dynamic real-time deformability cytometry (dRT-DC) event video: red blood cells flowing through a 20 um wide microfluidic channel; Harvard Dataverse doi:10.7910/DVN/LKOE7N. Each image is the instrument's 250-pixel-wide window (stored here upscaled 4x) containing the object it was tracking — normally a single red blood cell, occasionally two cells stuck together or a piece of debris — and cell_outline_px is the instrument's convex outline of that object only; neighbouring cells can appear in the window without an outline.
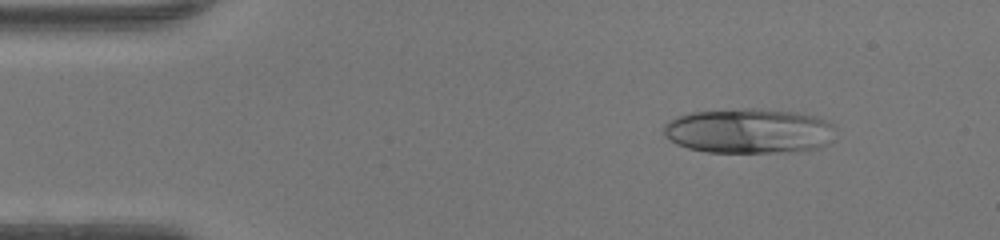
{"species": "human", "species_latin": "Homo sapiens", "temperature_condition": "warm", "stored_images_in_passage": 47, "camera_frame_rate_fps": 3000, "um_per_image_px": 0.085, "donor": {"sex": "female"}, "frame": {"image": 1, "passage_image": 6, "time_ms": 1.667, "image_size_px": [1000, 240], "cell_outline_px": [[836, 128], [828, 144], [820, 148], [792, 152], [708, 152], [688, 148], [676, 144], [664, 136], [664, 124], [668, 120], [676, 116], [688, 112], [744, 108], [752, 108], [796, 112], [816, 116], [832, 124]], "centroid_in_image_um": [63.64, 11.13], "position_along_channel_um": 21.4, "area_um2": 45.43}}
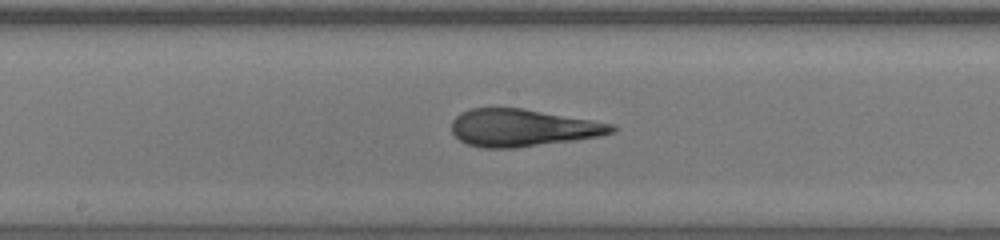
{"frame": {"image": 2, "passage_image": 24, "time_ms": 7.667, "image_size_px": [1000, 240], "cell_outline_px": [[616, 128], [612, 132], [600, 136], [576, 140], [516, 148], [484, 148], [468, 144], [460, 140], [452, 132], [452, 120], [460, 112], [472, 108], [524, 108], [616, 124]], "centroid_in_image_um": [44.43, 10.86], "position_along_channel_um": 203.8, "area_um2": 34.97}}
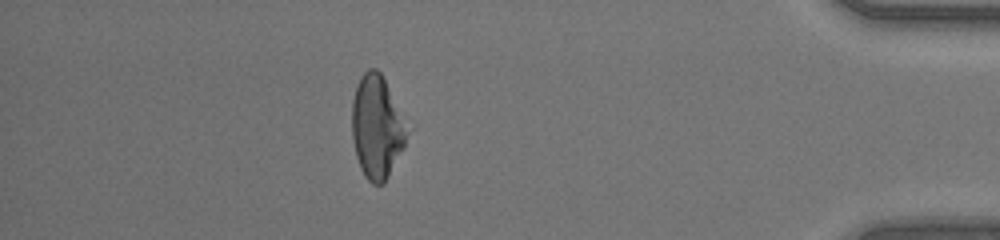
{"frame": {"image": 3, "passage_image": 41, "time_ms": 13.333, "image_size_px": [1000, 240], "cell_outline_px": [[412, 128], [404, 148], [384, 184], [372, 184], [364, 176], [360, 168], [356, 156], [352, 140], [352, 100], [360, 76], [368, 68], [376, 68], [380, 72]], "centroid_in_image_um": [32.08, 10.8], "position_along_channel_um": 403.1, "area_um2": 33.93}, "authors_computed_cell_mechanics": {"area_um2": 35.1424, "velocity_mm_per_s": 4.3834, "shape_relaxation_time_tau1_ms": 5.7117, "shape_relaxation_time_tau2_ms": 1.3406, "deformation_change_tau1": 0.27, "deformation_change_tau2": 0.096}}